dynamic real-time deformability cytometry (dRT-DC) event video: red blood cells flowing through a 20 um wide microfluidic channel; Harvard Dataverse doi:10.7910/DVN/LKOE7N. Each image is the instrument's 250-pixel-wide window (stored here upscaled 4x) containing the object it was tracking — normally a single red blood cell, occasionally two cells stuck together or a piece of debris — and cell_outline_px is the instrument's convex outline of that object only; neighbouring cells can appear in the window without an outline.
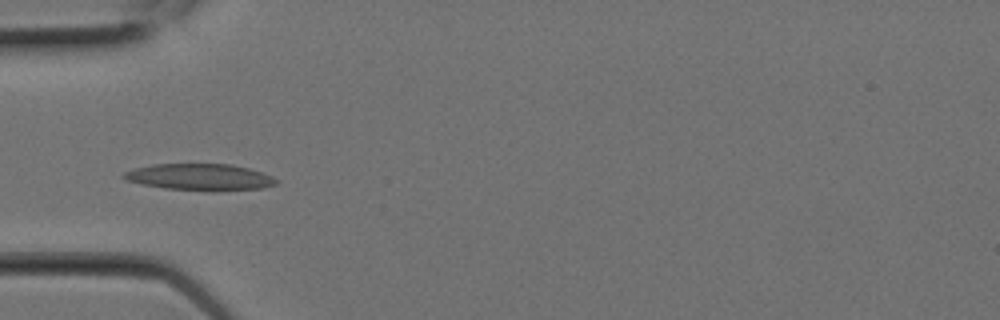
{"species": "Egyptian fruit bat (a non-hibernating species)", "species_latin": "Rousettus aegyptiacus", "temperature_condition": "room temperature", "stored_images_in_passage": 8, "camera_frame_rate_fps": 3000, "um_per_image_px": 0.085, "animal": {"sex": "female"}, "frame": {"image": 1, "passage_image": 7, "time_ms": 2.0, "image_size_px": [1000, 320], "cell_outline_px": [[280, 180], [276, 184], [264, 188], [164, 188], [140, 184], [124, 180], [120, 176], [124, 172], [132, 168], [152, 164], [232, 164], [248, 168], [272, 176]], "centroid_in_image_um": [16.89, 15.0], "position_along_channel_um": 68.1, "area_um2": 22.72}}
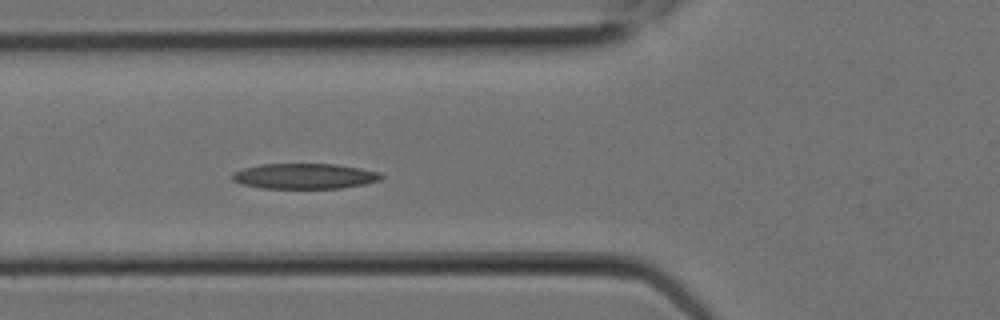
{"frame": {"image": 2, "passage_image": 8, "time_ms": 2.333, "image_size_px": [1000, 320], "cell_outline_px": [[384, 176], [380, 180], [364, 184], [340, 188], [260, 188], [240, 184], [232, 180], [232, 172], [244, 168], [260, 164], [336, 164], [360, 168], [380, 172]], "centroid_in_image_um": [25.87, 14.97], "position_along_channel_um": 99.9, "area_um2": 22.14}}